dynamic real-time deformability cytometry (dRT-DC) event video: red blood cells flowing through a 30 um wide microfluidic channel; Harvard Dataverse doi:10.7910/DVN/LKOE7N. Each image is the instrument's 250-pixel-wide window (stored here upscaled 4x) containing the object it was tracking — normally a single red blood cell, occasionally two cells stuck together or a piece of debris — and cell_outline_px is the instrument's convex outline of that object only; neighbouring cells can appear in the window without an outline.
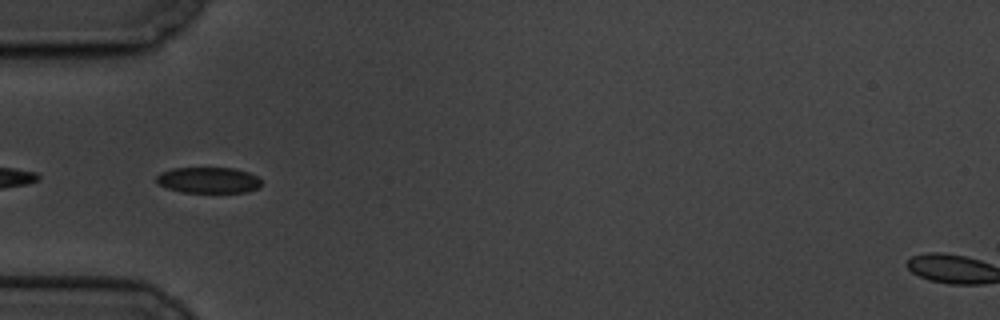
{"species": "common noctule bat (a hibernating species)", "species_latin": "Nyctalus noctula", "temperature_condition": "cold", "stored_images_in_passage": 6, "camera_frame_rate_fps": 3000, "um_per_image_px": 0.085, "animal": {"sex": "male", "body_mass_g": 19.5, "forearm_length_mm": 54.6}, "frame": {"image": 1, "passage_image": 5, "time_ms": 4.667, "image_size_px": [1000, 320], "cell_outline_px": [[260, 184], [256, 188], [248, 192], [180, 192], [156, 184], [156, 176], [160, 172], [172, 168], [232, 168], [248, 172], [256, 176], [260, 180]], "centroid_in_image_um": [17.65, 15.31], "position_along_channel_um": 67.3, "area_um2": 15.84}}
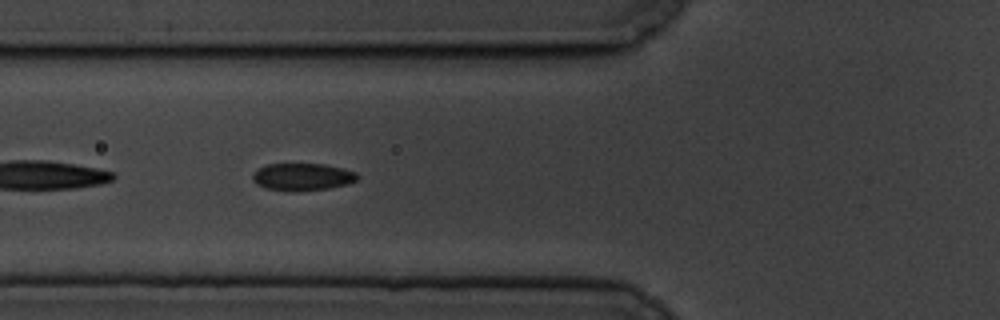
{"frame": {"image": 2, "passage_image": 6, "time_ms": 5.667, "image_size_px": [1000, 320], "cell_outline_px": [[360, 176], [356, 180], [348, 184], [328, 188], [296, 192], [292, 192], [264, 188], [256, 184], [252, 180], [252, 172], [268, 164], [324, 164], [344, 168], [356, 172]], "centroid_in_image_um": [25.7, 15.04], "position_along_channel_um": 100.1, "area_um2": 16.94}}